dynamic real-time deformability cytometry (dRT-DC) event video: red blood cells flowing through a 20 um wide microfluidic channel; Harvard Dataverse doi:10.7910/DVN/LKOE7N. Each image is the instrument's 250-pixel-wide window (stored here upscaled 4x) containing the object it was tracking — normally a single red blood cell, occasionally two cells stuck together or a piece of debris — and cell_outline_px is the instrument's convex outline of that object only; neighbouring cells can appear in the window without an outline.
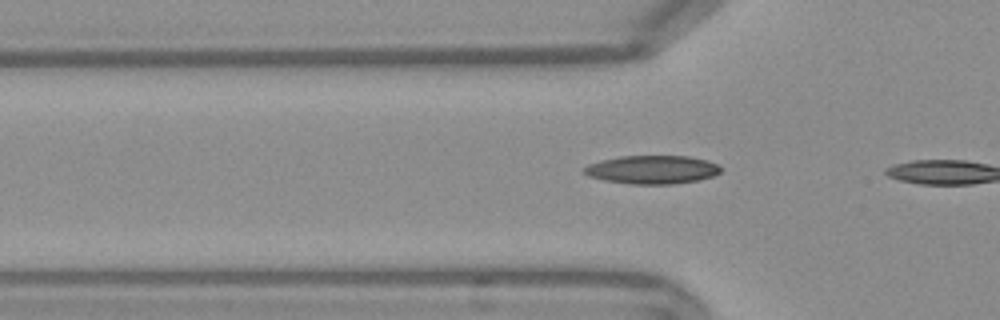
{"species": "Egyptian fruit bat (a non-hibernating species)", "species_latin": "Rousettus aegyptiacus", "temperature_condition": "warm", "stored_images_in_passage": 4, "camera_frame_rate_fps": 3000, "um_per_image_px": 0.085, "frame": {"image": 1, "passage_image": 3, "time_ms": 0.667, "image_size_px": [1000, 320], "cell_outline_px": [[720, 172], [712, 176], [700, 180], [672, 184], [632, 184], [604, 180], [588, 176], [580, 172], [588, 164], [600, 160], [620, 156], [688, 156], [708, 160], [716, 164], [720, 168]], "centroid_in_image_um": [55.4, 14.42], "position_along_channel_um": 70.4, "area_um2": 22.72}}